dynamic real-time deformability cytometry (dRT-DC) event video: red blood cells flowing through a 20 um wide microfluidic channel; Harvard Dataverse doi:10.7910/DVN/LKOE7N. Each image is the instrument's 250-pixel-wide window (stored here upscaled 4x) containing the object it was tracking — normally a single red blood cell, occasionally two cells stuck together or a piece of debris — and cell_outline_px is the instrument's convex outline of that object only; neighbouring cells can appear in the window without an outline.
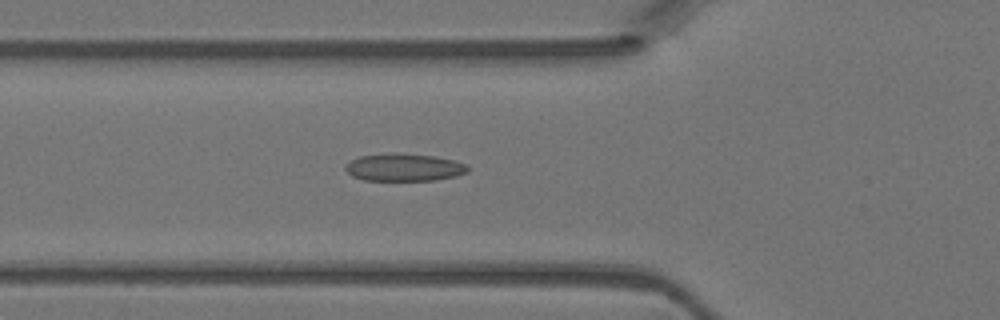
{"species": "Egyptian fruit bat (a non-hibernating species)", "species_latin": "Rousettus aegyptiacus", "temperature_condition": "warm", "stored_images_in_passage": 45, "camera_frame_rate_fps": 3000, "um_per_image_px": 0.085, "animal": {"sex": "female"}, "frame": {"image": 1, "passage_image": 15, "time_ms": 4.667, "image_size_px": [1000, 320], "cell_outline_px": [[468, 172], [456, 176], [436, 180], [364, 180], [352, 176], [344, 168], [344, 164], [360, 156], [396, 152], [436, 156], [452, 160], [464, 164], [468, 168]], "centroid_in_image_um": [34.32, 14.22], "position_along_channel_um": 91.5, "area_um2": 19.65}}
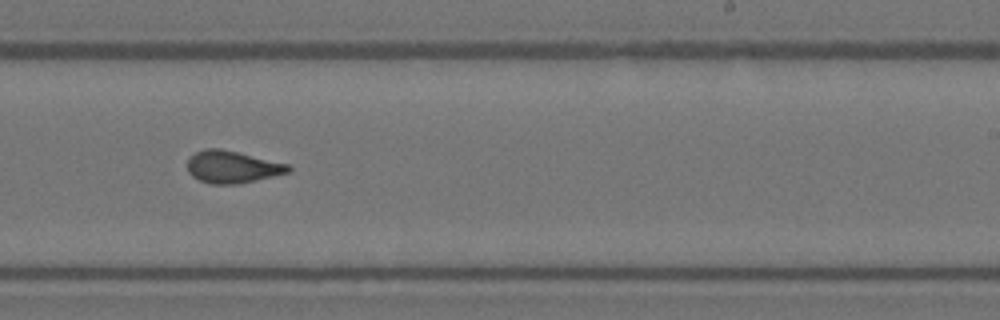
{"frame": {"image": 2, "passage_image": 27, "time_ms": 8.667, "image_size_px": [1000, 320], "cell_outline_px": [[292, 168], [288, 172], [256, 180], [236, 184], [212, 184], [200, 180], [192, 176], [188, 172], [188, 160], [196, 152], [204, 148], [220, 148], [288, 164]], "centroid_in_image_um": [19.72, 14.18], "position_along_channel_um": 269.3, "area_um2": 18.67}}
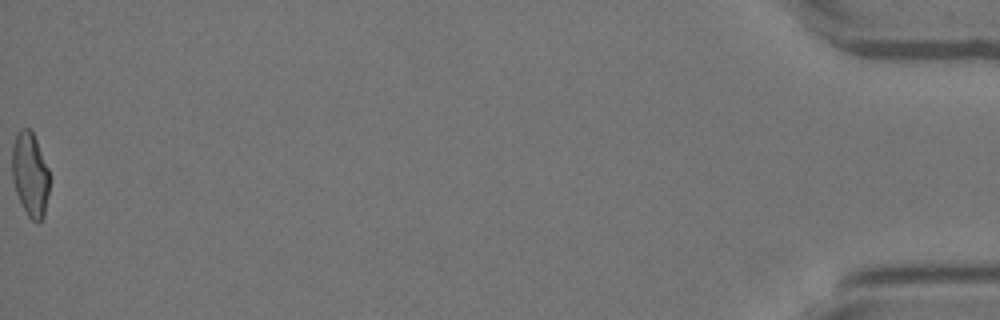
{"frame": {"image": 3, "passage_image": 45, "time_ms": 14.667, "image_size_px": [1000, 320], "cell_outline_px": [[48, 192], [44, 216], [40, 220], [32, 220], [28, 216], [16, 192], [12, 180], [12, 148], [16, 136], [20, 128], [28, 128], [32, 132], [36, 140], [48, 168]], "centroid_in_image_um": [2.54, 14.81], "position_along_channel_um": 432.7, "area_um2": 17.92}}